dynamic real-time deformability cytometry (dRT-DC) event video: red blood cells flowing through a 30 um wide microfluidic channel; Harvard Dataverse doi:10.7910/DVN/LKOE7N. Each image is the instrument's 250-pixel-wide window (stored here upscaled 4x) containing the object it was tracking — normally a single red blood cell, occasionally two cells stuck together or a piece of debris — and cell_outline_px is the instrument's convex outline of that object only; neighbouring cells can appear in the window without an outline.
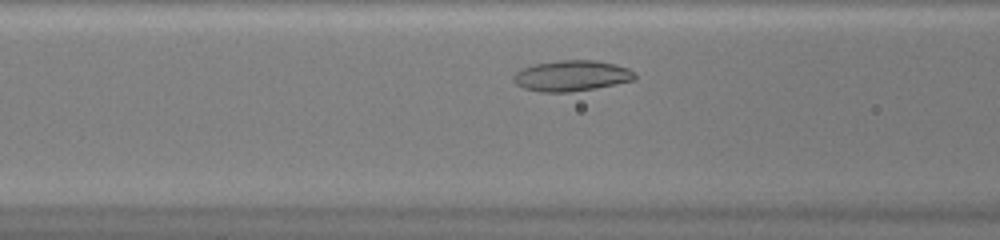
{"species": "common noctule bat (a hibernating species)", "species_latin": "Nyctalus noctula", "temperature_condition": "warm", "stored_images_in_passage": 28, "camera_frame_rate_fps": 3000, "um_per_image_px": 0.085, "animal": {"sex": "female", "body_mass_g": 20.0, "forearm_length_mm": 54.0}, "frame": {"image": 1, "passage_image": 7, "time_ms": 2.0, "image_size_px": [1000, 240], "cell_outline_px": [[636, 80], [596, 88], [568, 92], [540, 92], [524, 88], [516, 84], [512, 80], [512, 76], [520, 68], [532, 64], [560, 60], [596, 60], [616, 64], [628, 68], [636, 72]], "centroid_in_image_um": [48.58, 6.43], "position_along_channel_um": 118.0, "area_um2": 22.08}}
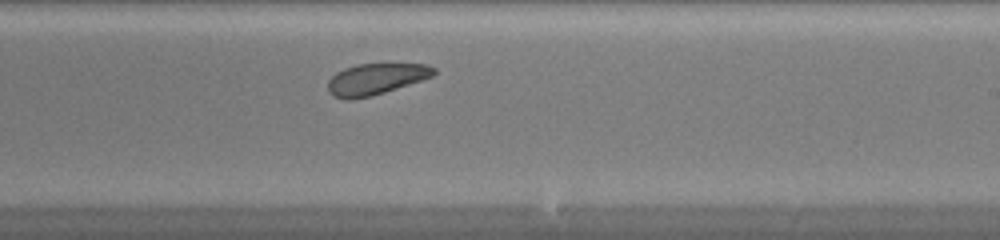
{"frame": {"image": 2, "passage_image": 17, "time_ms": 5.333, "image_size_px": [1000, 240], "cell_outline_px": [[436, 72], [432, 76], [372, 96], [348, 100], [332, 96], [328, 92], [328, 80], [336, 72], [344, 68], [356, 64], [428, 64], [436, 68]], "centroid_in_image_um": [31.9, 6.72], "position_along_channel_um": 257.1, "area_um2": 19.19}}
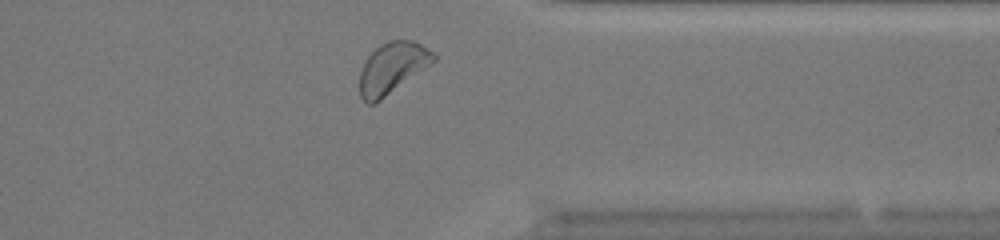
{"frame": {"image": 3, "passage_image": 26, "time_ms": 8.333, "image_size_px": [1000, 240], "cell_outline_px": [[436, 60], [432, 64], [376, 104], [368, 104], [360, 96], [360, 72], [368, 56], [380, 44], [388, 40], [412, 40], [436, 52]], "centroid_in_image_um": [33.37, 5.78], "position_along_channel_um": 378.0, "area_um2": 22.2}, "authors_computed_cell_mechanics": {"area_um2": 20.7791, "velocity_mm_per_s": 4.1783, "shape_relaxation_time_tau1_ms": 0.9466, "shape_relaxation_time_tau2_ms": null, "deformation_change_tau1": 0.0678, "deformation_change_tau2": null}}